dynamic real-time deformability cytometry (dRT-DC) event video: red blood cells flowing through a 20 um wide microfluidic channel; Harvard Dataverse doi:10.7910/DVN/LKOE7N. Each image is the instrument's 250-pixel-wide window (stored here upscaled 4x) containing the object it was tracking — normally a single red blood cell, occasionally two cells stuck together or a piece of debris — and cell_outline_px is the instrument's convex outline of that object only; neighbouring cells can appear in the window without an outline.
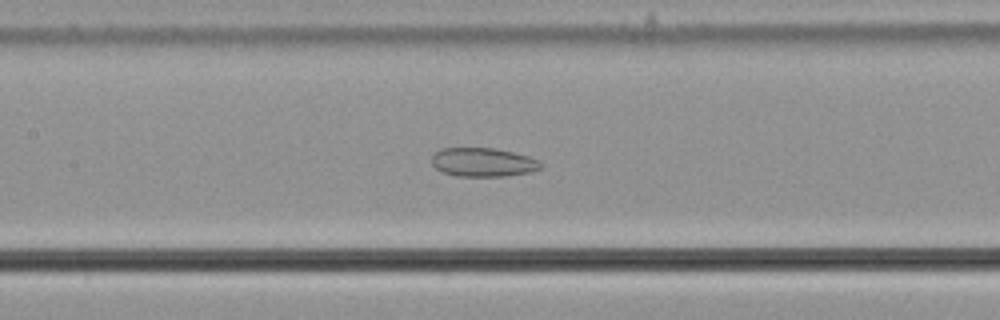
{"species": "common noctule bat (a hibernating species)", "species_latin": "Nyctalus noctula", "temperature_condition": "cold", "stored_images_in_passage": 58, "camera_frame_rate_fps": 3000, "um_per_image_px": 0.085, "animal": {"sex": "male", "body_mass_g": 21.5, "forearm_length_mm": 52.0}, "frame": {"image": 1, "passage_image": 28, "time_ms": 9.0, "image_size_px": [1000, 320], "cell_outline_px": [[544, 164], [540, 168], [532, 172], [504, 176], [456, 176], [440, 172], [432, 164], [432, 156], [440, 148], [496, 148], [528, 156], [540, 160]], "centroid_in_image_um": [41.07, 13.79], "position_along_channel_um": 166.3, "area_um2": 18.5}}
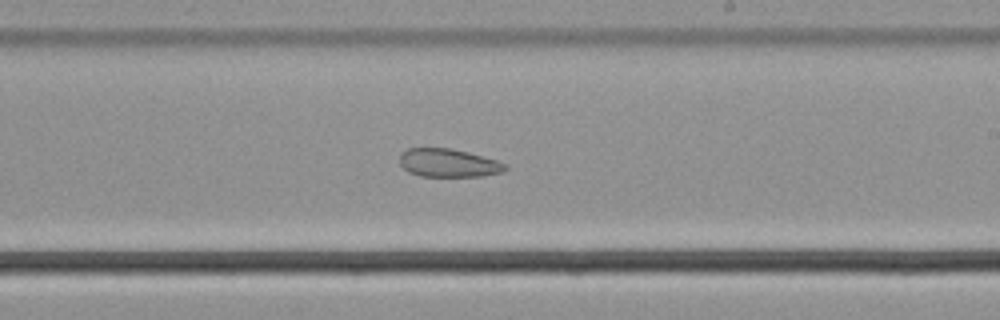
{"frame": {"image": 2, "passage_image": 35, "time_ms": 11.333, "image_size_px": [1000, 320], "cell_outline_px": [[508, 168], [504, 172], [484, 176], [420, 176], [408, 172], [400, 164], [400, 152], [408, 148], [452, 148], [468, 152], [496, 160], [508, 164]], "centroid_in_image_um": [38.13, 13.85], "position_along_channel_um": 250.9, "area_um2": 17.57}}
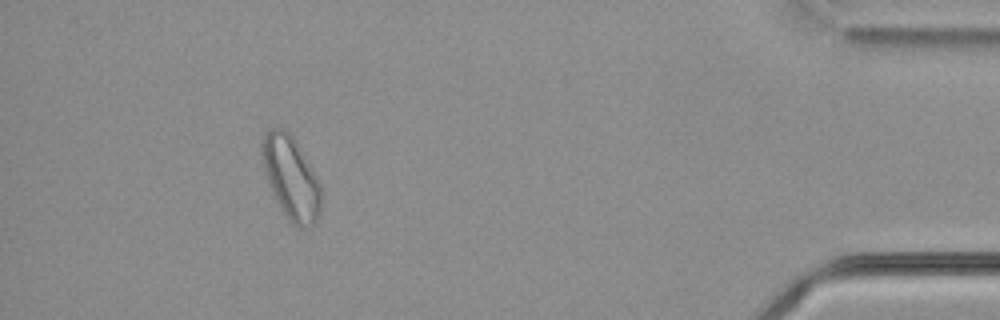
{"frame": {"image": 3, "passage_image": 53, "time_ms": 17.333, "image_size_px": [1000, 320], "cell_outline_px": [[320, 212], [316, 224], [304, 228], [296, 228], [288, 220], [280, 208], [276, 200], [268, 180], [260, 152], [260, 140], [268, 128], [284, 128], [296, 140], [316, 176], [320, 184]], "centroid_in_image_um": [24.72, 15.11], "position_along_channel_um": 410.5, "area_um2": 28.67}}